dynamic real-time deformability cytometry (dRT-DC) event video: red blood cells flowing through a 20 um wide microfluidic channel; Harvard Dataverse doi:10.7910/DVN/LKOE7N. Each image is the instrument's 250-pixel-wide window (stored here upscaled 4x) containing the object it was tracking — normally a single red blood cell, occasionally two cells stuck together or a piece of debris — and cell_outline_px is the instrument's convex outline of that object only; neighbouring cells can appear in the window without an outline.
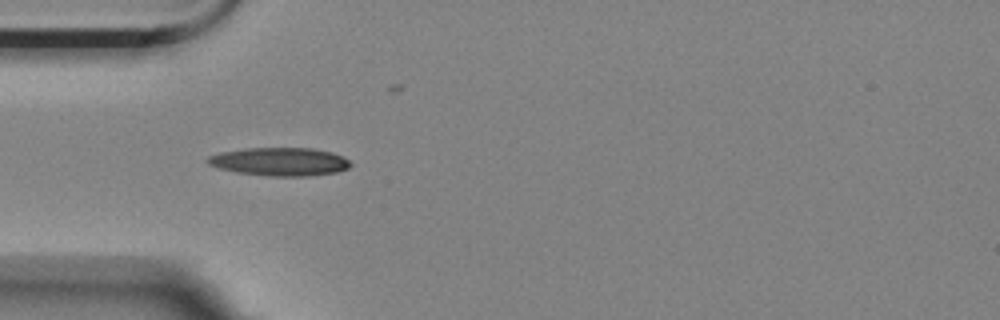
{"species": "Egyptian fruit bat (a non-hibernating species)", "species_latin": "Rousettus aegyptiacus", "temperature_condition": "room temperature", "stored_images_in_passage": 4, "camera_frame_rate_fps": 3000, "um_per_image_px": 0.085, "animal": {"sex": "female"}, "frame": {"image": 1, "passage_image": 1, "time_ms": 0.0, "image_size_px": [1000, 320], "cell_outline_px": [[352, 164], [348, 168], [336, 172], [308, 176], [268, 176], [236, 172], [220, 168], [208, 164], [204, 160], [208, 156], [220, 152], [244, 148], [312, 148], [332, 152], [344, 156]], "centroid_in_image_um": [23.77, 13.73], "position_along_channel_um": 61.2, "area_um2": 23.64}}
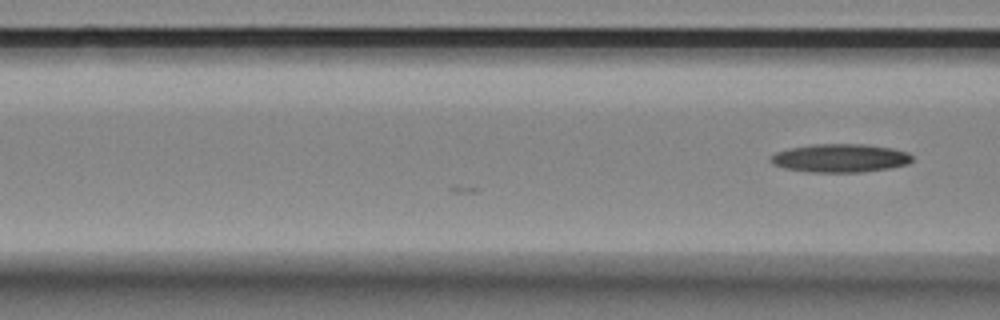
{"frame": {"image": 2, "passage_image": 4, "time_ms": 1.0, "image_size_px": [1000, 320], "cell_outline_px": [[912, 160], [908, 164], [892, 168], [860, 172], [808, 172], [784, 168], [772, 164], [768, 160], [768, 156], [776, 152], [788, 148], [812, 144], [864, 144], [892, 148], [908, 152], [912, 156]], "centroid_in_image_um": [71.38, 13.44], "position_along_channel_um": 95.2, "area_um2": 23.7}}